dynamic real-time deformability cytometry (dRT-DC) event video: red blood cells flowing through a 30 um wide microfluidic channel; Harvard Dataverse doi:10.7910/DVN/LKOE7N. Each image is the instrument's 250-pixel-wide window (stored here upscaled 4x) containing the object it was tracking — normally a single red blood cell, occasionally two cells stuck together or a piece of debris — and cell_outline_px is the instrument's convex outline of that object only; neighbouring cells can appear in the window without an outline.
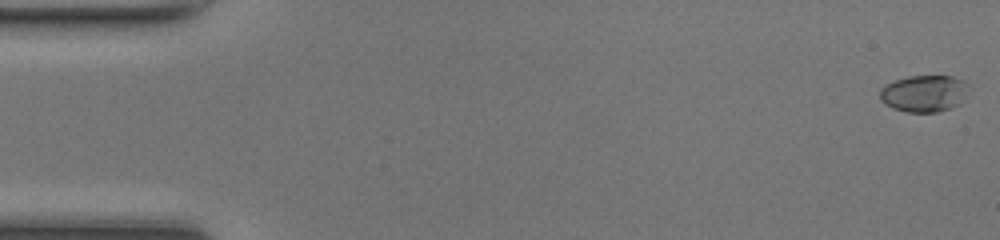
{"species": "common noctule bat (a hibernating species)", "species_latin": "Nyctalus noctula", "temperature_condition": "room temperature", "stored_images_in_passage": 49, "camera_frame_rate_fps": 3000, "um_per_image_px": 0.085, "animal": {"sex": "female", "body_mass_g": 17.0, "forearm_length_mm": 48.0}, "frame": {"image": 1, "passage_image": 1, "time_ms": 0.0, "image_size_px": [1000, 240], "cell_outline_px": [[968, 84], [960, 104], [936, 112], [908, 112], [892, 108], [884, 104], [880, 100], [880, 88], [896, 80], [908, 76], [952, 76], [964, 80]], "centroid_in_image_um": [78.51, 7.94], "position_along_channel_um": 6.5, "area_um2": 18.84}}
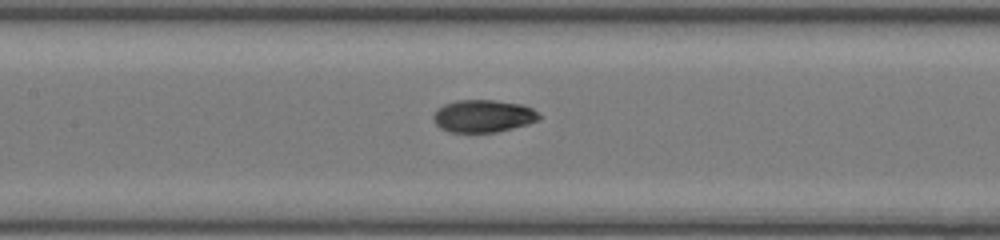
{"frame": {"image": 2, "passage_image": 23, "time_ms": 7.333, "image_size_px": [1000, 240], "cell_outline_px": [[540, 120], [528, 124], [496, 132], [448, 132], [440, 128], [432, 120], [432, 116], [436, 108], [444, 104], [456, 100], [492, 100], [520, 104], [532, 108], [540, 116]], "centroid_in_image_um": [41.02, 9.86], "position_along_channel_um": 166.4, "area_um2": 20.11}}
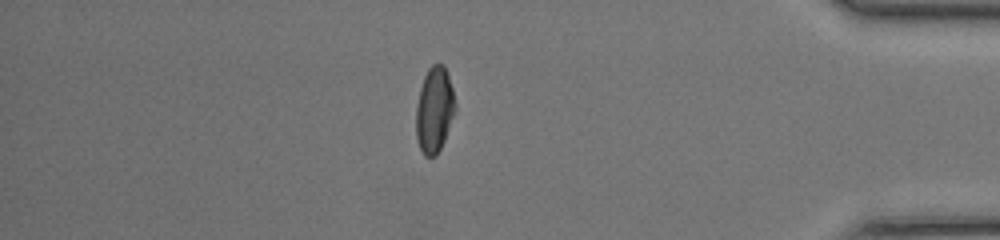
{"frame": {"image": 3, "passage_image": 42, "time_ms": 13.667, "image_size_px": [1000, 240], "cell_outline_px": [[456, 108], [444, 140], [436, 156], [424, 156], [420, 148], [416, 136], [416, 104], [420, 88], [424, 76], [428, 68], [432, 64], [444, 64], [452, 88], [456, 104]], "centroid_in_image_um": [36.91, 9.32], "position_along_channel_um": 398.3, "area_um2": 19.48}}